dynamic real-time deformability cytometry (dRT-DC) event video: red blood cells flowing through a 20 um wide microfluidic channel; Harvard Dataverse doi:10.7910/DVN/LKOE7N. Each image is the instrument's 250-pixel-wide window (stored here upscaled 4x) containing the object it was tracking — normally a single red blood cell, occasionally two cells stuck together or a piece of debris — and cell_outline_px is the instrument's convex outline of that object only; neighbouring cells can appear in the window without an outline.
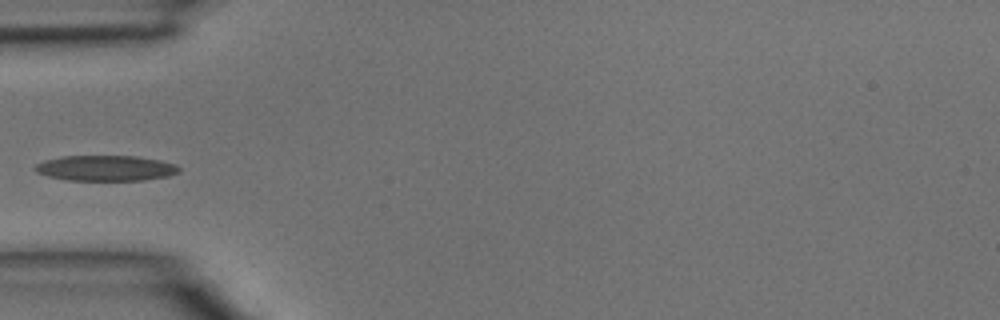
{"species": "common noctule bat (a hibernating species)", "species_latin": "Nyctalus noctula", "temperature_condition": "room temperature", "stored_images_in_passage": 3, "camera_frame_rate_fps": 3000, "um_per_image_px": 0.085, "animal": {"sex": "male", "body_mass_g": 15.6}, "frame": {"image": 1, "passage_image": 3, "time_ms": 0.667, "image_size_px": [1000, 320], "cell_outline_px": [[180, 172], [168, 176], [144, 180], [68, 180], [48, 176], [36, 172], [32, 168], [36, 164], [44, 160], [64, 156], [136, 156], [160, 160], [176, 164], [180, 168]], "centroid_in_image_um": [8.99, 14.29], "position_along_channel_um": 76.0, "area_um2": 21.44}}